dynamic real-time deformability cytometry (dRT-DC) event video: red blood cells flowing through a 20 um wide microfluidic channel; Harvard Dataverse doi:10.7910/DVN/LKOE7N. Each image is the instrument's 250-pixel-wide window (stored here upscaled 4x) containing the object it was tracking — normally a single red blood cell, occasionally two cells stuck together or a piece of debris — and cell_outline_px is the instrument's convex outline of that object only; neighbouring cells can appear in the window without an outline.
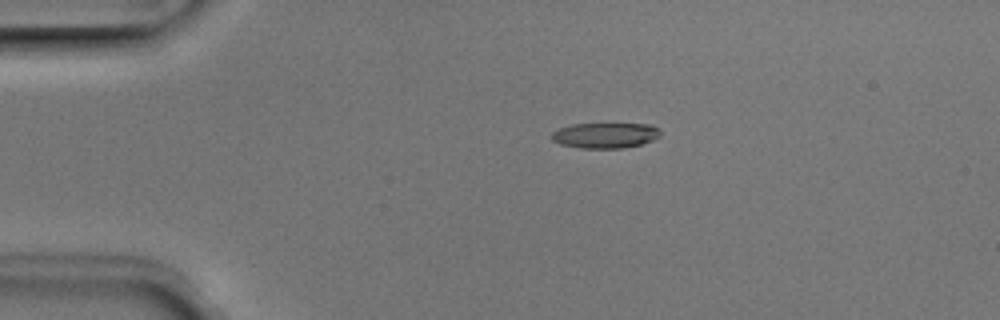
{"species": "Egyptian fruit bat (a non-hibernating species)", "species_latin": "Rousettus aegyptiacus", "temperature_condition": "room temperature", "stored_images_in_passage": 3, "camera_frame_rate_fps": 3000, "um_per_image_px": 0.085, "animal": {"sex": "male"}, "frame": {"image": 1, "passage_image": 2, "time_ms": 0.333, "image_size_px": [1000, 320], "cell_outline_px": [[660, 136], [652, 140], [640, 144], [624, 148], [580, 148], [560, 144], [552, 140], [552, 132], [560, 128], [572, 124], [652, 124], [660, 132]], "centroid_in_image_um": [51.43, 11.51], "position_along_channel_um": 33.6, "area_um2": 16.01}}